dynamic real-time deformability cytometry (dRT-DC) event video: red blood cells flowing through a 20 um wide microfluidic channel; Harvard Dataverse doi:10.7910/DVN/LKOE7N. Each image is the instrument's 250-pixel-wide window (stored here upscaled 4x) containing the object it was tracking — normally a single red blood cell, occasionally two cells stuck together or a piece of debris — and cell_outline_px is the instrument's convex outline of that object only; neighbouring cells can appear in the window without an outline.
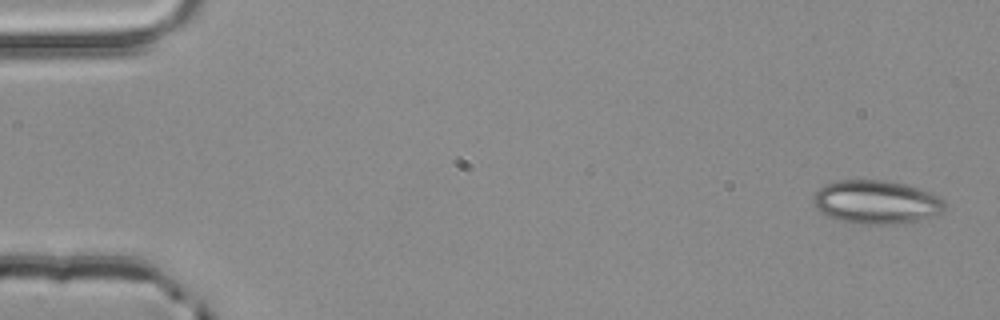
{"species": "common noctule bat (a hibernating species)", "species_latin": "Nyctalus noctula", "temperature_condition": "room temperature", "stored_images_in_passage": 4, "camera_frame_rate_fps": 3000, "um_per_image_px": 0.085, "animal": {"sex": "male", "body_mass_g": 20.4}, "frame": {"image": 1, "passage_image": 1, "time_ms": 0.0, "image_size_px": [1000, 320], "cell_outline_px": [[944, 208], [936, 216], [916, 220], [892, 224], [852, 224], [836, 220], [820, 212], [816, 208], [812, 196], [824, 184], [840, 180], [884, 180], [904, 184], [928, 192], [944, 200]], "centroid_in_image_um": [74.42, 17.19], "position_along_channel_um": 10.6, "area_um2": 33.23}}